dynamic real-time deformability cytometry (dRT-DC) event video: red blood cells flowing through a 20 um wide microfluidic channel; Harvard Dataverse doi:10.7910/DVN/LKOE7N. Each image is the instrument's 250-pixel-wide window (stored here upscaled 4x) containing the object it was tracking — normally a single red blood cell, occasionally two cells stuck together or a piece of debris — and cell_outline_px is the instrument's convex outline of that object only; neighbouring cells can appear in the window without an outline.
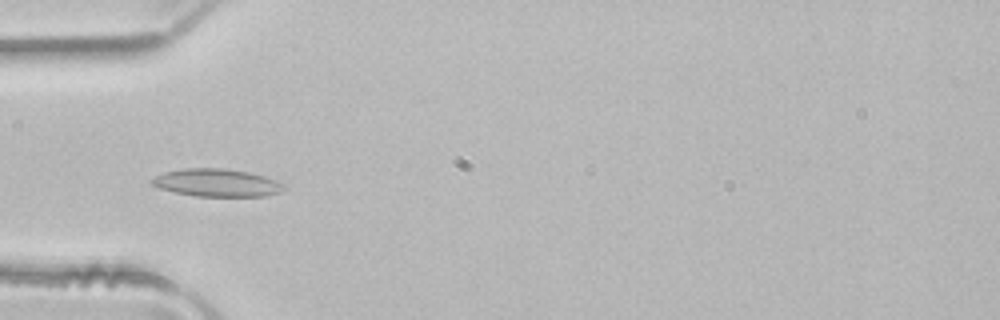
{"species": "common noctule bat (a hibernating species)", "species_latin": "Nyctalus noctula", "temperature_condition": "room temperature", "stored_images_in_passage": 50, "camera_frame_rate_fps": 3000, "um_per_image_px": 0.085, "animal": {"sex": "male", "body_mass_g": 21.5, "forearm_length_mm": 52.0}, "frame": {"image": 1, "passage_image": 16, "time_ms": 5.0, "image_size_px": [1000, 320], "cell_outline_px": [[288, 188], [280, 192], [264, 196], [196, 196], [172, 192], [160, 188], [152, 184], [148, 180], [152, 176], [164, 172], [184, 168], [224, 168], [248, 172], [264, 176], [276, 180], [284, 184]], "centroid_in_image_um": [18.4, 15.53], "position_along_channel_um": 66.6, "area_um2": 21.56}}
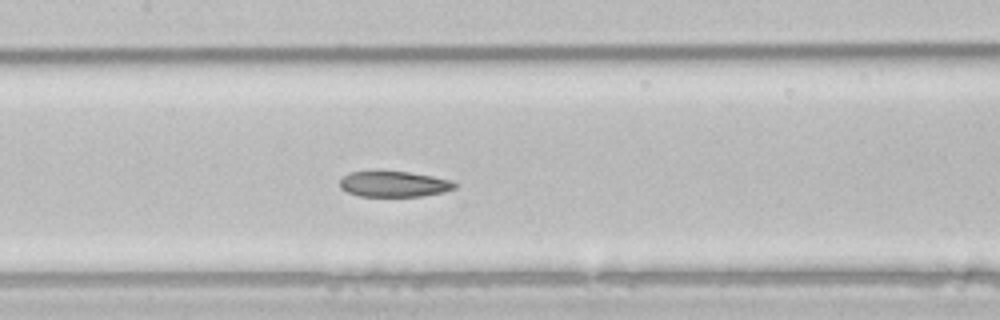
{"frame": {"image": 2, "passage_image": 24, "time_ms": 7.667, "image_size_px": [1000, 320], "cell_outline_px": [[460, 184], [456, 188], [444, 192], [424, 196], [360, 196], [348, 192], [340, 188], [340, 180], [348, 172], [376, 168], [408, 172], [432, 176], [452, 180]], "centroid_in_image_um": [33.48, 15.6], "position_along_channel_um": 173.9, "area_um2": 18.03}}
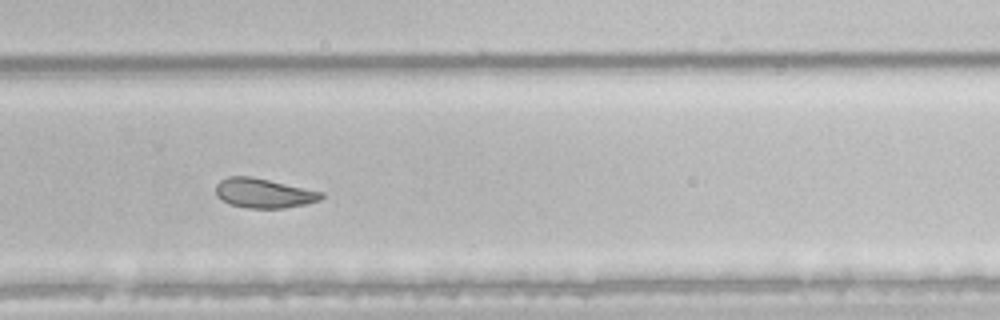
{"frame": {"image": 3, "passage_image": 34, "time_ms": 11.0, "image_size_px": [1000, 320], "cell_outline_px": [[324, 196], [320, 200], [308, 204], [284, 208], [248, 208], [228, 204], [216, 196], [216, 184], [220, 180], [228, 176], [252, 176], [324, 192]], "centroid_in_image_um": [22.42, 16.42], "position_along_channel_um": 307.4, "area_um2": 18.38}, "authors_computed_cell_mechanics": {"area_um2": 21.5594, "velocity_mm_per_s": 4.0262, "shape_relaxation_time_tau1_ms": null, "shape_relaxation_time_tau2_ms": 5.164, "deformation_change_tau1": null, "deformation_change_tau2": 0.1091}}